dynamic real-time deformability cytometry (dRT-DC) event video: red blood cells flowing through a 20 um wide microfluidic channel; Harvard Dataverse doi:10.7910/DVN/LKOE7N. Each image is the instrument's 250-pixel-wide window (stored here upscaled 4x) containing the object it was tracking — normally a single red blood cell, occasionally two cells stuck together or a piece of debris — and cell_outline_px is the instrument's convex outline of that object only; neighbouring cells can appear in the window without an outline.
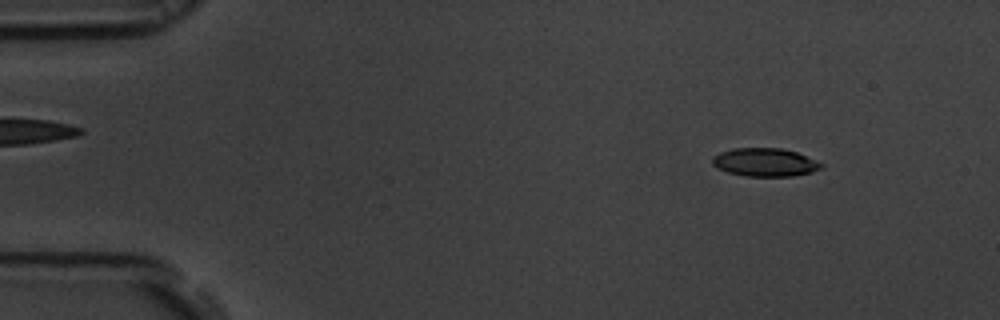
{"species": "common noctule bat (a hibernating species)", "species_latin": "Nyctalus noctula", "temperature_condition": "room temperature", "stored_images_in_passage": 55, "camera_frame_rate_fps": 3000, "um_per_image_px": 0.085, "animal": {"sex": "male", "body_mass_g": 19.5, "forearm_length_mm": 54.6}, "frame": {"image": 1, "passage_image": 6, "time_ms": 1.667, "image_size_px": [1000, 320], "cell_outline_px": [[824, 168], [812, 172], [792, 176], [744, 176], [728, 172], [712, 164], [712, 156], [720, 152], [732, 148], [780, 148], [796, 152], [824, 164]], "centroid_in_image_um": [65.03, 13.79], "position_along_channel_um": 20.0, "area_um2": 17.92}}
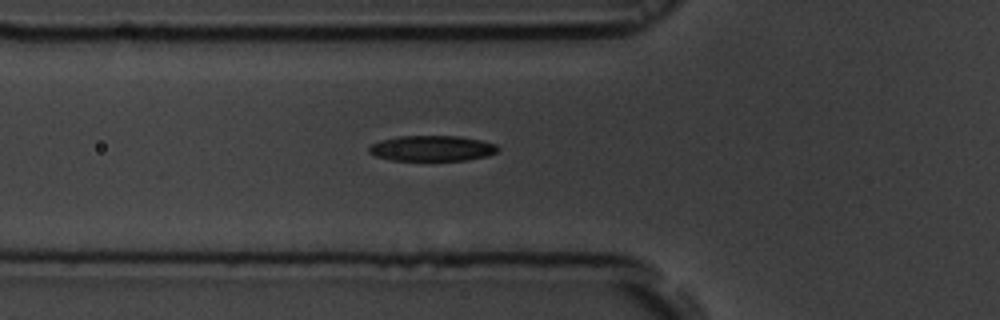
{"frame": {"image": 2, "passage_image": 19, "time_ms": 6.0, "image_size_px": [1000, 320], "cell_outline_px": [[500, 148], [496, 152], [488, 156], [468, 160], [392, 160], [376, 156], [368, 152], [368, 148], [372, 144], [380, 140], [400, 136], [460, 136], [480, 140], [496, 144]], "centroid_in_image_um": [36.74, 12.61], "position_along_channel_um": 89.1, "area_um2": 19.19}}
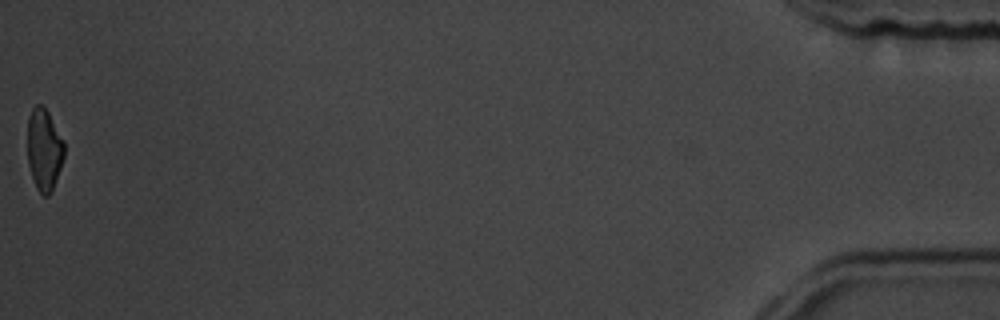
{"frame": {"image": 3, "passage_image": 55, "time_ms": 18.0, "image_size_px": [1000, 320], "cell_outline_px": [[64, 156], [52, 192], [48, 196], [44, 196], [36, 188], [28, 164], [28, 116], [32, 108], [36, 104], [40, 104], [48, 112], [64, 140]], "centroid_in_image_um": [3.75, 12.71], "position_along_channel_um": 431.4, "area_um2": 17.51}, "authors_computed_cell_mechanics": {"area_um2": 18.9584, "velocity_mm_per_s": 3.6856, "shape_relaxation_time_tau1_ms": 3.068, "shape_relaxation_time_tau2_ms": 1.8938, "deformation_change_tau1": 0.1512, "deformation_change_tau2": 0.0868}}